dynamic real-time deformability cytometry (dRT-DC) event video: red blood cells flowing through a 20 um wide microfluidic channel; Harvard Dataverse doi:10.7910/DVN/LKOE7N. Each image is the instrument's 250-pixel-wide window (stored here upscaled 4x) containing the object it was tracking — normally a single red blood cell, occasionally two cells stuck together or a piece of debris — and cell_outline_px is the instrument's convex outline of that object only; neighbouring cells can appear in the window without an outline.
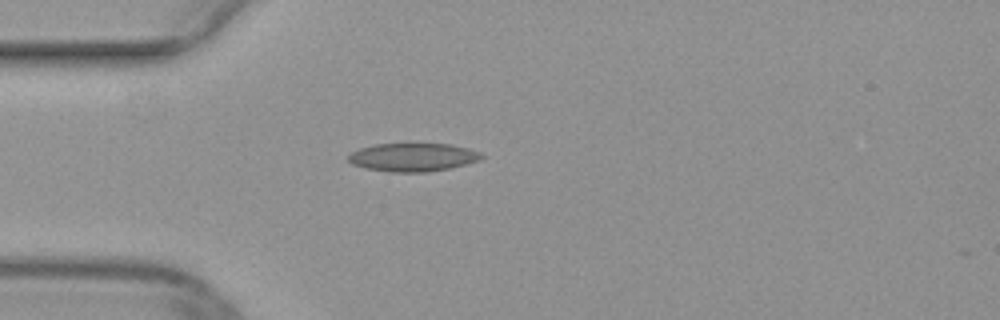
{"species": "common noctule bat (a hibernating species)", "species_latin": "Nyctalus noctula", "temperature_condition": "warm", "stored_images_in_passage": 37, "camera_frame_rate_fps": 3000, "um_per_image_px": 0.085, "animal": {"sex": "female", "body_mass_g": 29.2, "forearm_length_mm": 56.3}, "frame": {"image": 1, "passage_image": 1, "time_ms": 0.0, "image_size_px": [1000, 320], "cell_outline_px": [[484, 156], [480, 160], [448, 168], [424, 172], [388, 172], [364, 168], [352, 164], [348, 160], [348, 156], [352, 152], [360, 148], [376, 144], [448, 144], [468, 148], [480, 152]], "centroid_in_image_um": [35.07, 13.37], "position_along_channel_um": 49.9, "area_um2": 21.79}}
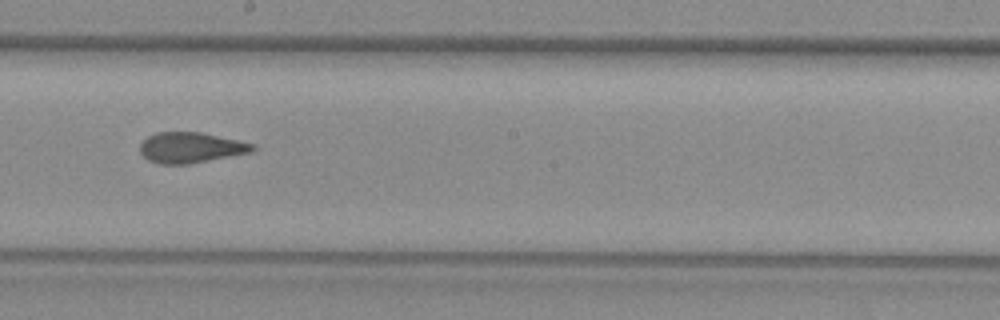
{"frame": {"image": 2, "passage_image": 15, "time_ms": 4.667, "image_size_px": [1000, 320], "cell_outline_px": [[256, 148], [252, 152], [188, 164], [160, 164], [148, 160], [140, 152], [140, 144], [148, 136], [156, 132], [200, 132], [256, 144]], "centroid_in_image_um": [16.21, 12.54], "position_along_channel_um": 232.0, "area_um2": 20.0}}
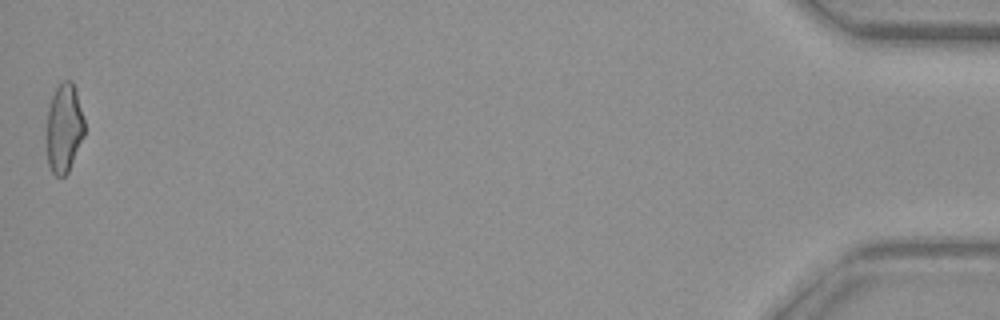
{"frame": {"image": 3, "passage_image": 37, "time_ms": 12.0, "image_size_px": [1000, 320], "cell_outline_px": [[84, 136], [68, 172], [64, 176], [56, 176], [52, 172], [48, 164], [48, 108], [52, 96], [60, 80], [72, 80], [76, 88], [84, 120]], "centroid_in_image_um": [5.47, 10.85], "position_along_channel_um": 429.7, "area_um2": 19.48}}